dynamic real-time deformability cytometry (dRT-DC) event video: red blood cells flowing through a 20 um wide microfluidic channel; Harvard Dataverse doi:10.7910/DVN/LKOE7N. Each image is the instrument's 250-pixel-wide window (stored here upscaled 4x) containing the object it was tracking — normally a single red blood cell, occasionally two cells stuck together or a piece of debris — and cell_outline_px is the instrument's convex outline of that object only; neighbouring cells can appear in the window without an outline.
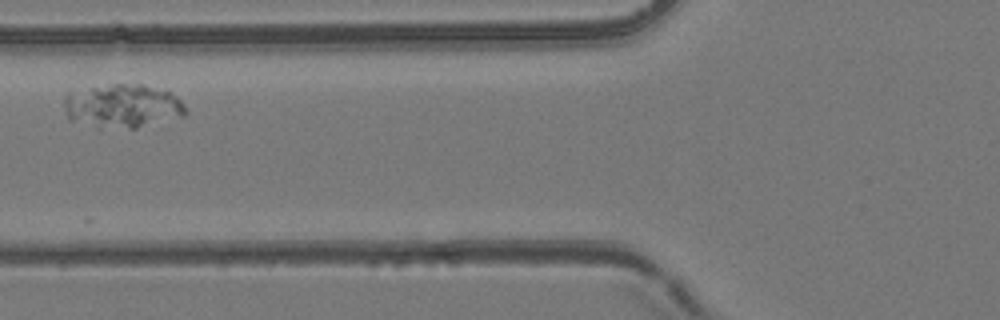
{"species": "common noctule bat (a hibernating species)", "species_latin": "Nyctalus noctula", "temperature_condition": "room temperature", "stored_images_in_passage": 3, "camera_frame_rate_fps": 3000, "um_per_image_px": 0.085, "animal": {"sex": "female", "body_mass_g": 24.6, "forearm_length_mm": 56.2}, "frame": {"image": 1, "passage_image": 2, "time_ms": 0.333, "image_size_px": [1000, 320], "cell_outline_px": [[188, 112], [184, 116], [136, 128], [100, 132], [96, 132], [68, 120], [64, 108], [64, 96], [68, 92], [112, 84], [144, 84], [168, 92], [176, 96], [184, 104]], "centroid_in_image_um": [10.33, 9.09], "position_along_channel_um": 115.5, "area_um2": 32.31}}